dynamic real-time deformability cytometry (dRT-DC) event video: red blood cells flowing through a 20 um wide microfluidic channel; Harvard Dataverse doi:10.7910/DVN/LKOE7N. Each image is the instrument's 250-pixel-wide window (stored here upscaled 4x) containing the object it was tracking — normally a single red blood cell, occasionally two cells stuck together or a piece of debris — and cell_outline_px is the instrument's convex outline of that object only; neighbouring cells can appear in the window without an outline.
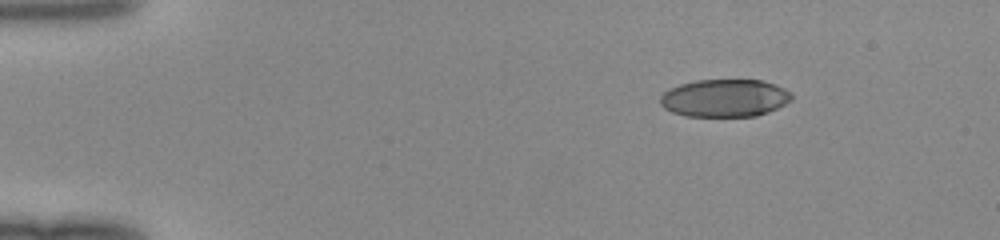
{"species": "human", "species_latin": "Homo sapiens", "temperature_condition": "room temperature", "stored_images_in_passage": 43, "camera_frame_rate_fps": 3000, "um_per_image_px": 0.085, "donor": {"sex": "female"}, "frame": {"image": 1, "passage_image": 1, "time_ms": 0.0, "image_size_px": [1000, 240], "cell_outline_px": [[776, 104], [772, 108], [764, 112], [748, 116], [696, 116], [680, 112], [668, 108], [664, 104], [668, 92], [676, 88], [688, 84], [708, 80], [756, 80], [768, 84]], "centroid_in_image_um": [61.34, 8.36], "position_along_channel_um": 23.7, "area_um2": 24.33}}
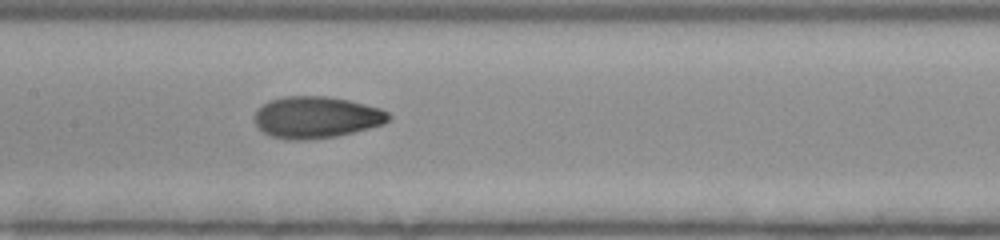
{"frame": {"image": 2, "passage_image": 19, "time_ms": 6.0, "image_size_px": [1000, 240], "cell_outline_px": [[388, 116], [384, 120], [376, 124], [340, 132], [312, 136], [288, 136], [272, 132], [264, 128], [260, 120], [260, 112], [264, 108], [272, 104], [284, 100], [332, 100], [372, 108], [384, 112]], "centroid_in_image_um": [26.96, 9.97], "position_along_channel_um": 180.4, "area_um2": 25.32}}
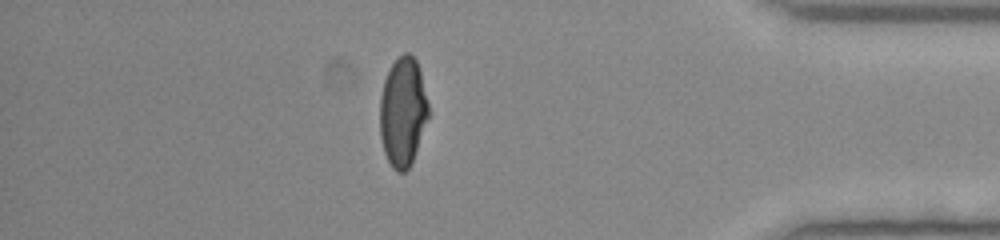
{"frame": {"image": 3, "passage_image": 37, "time_ms": 12.0, "image_size_px": [1000, 240], "cell_outline_px": [[428, 112], [412, 156], [408, 164], [404, 168], [396, 168], [392, 164], [388, 156], [384, 144], [380, 116], [384, 88], [388, 76], [396, 60], [404, 56], [412, 56], [416, 64], [428, 108]], "centroid_in_image_um": [34.24, 9.47], "position_along_channel_um": 401.0, "area_um2": 27.11}}